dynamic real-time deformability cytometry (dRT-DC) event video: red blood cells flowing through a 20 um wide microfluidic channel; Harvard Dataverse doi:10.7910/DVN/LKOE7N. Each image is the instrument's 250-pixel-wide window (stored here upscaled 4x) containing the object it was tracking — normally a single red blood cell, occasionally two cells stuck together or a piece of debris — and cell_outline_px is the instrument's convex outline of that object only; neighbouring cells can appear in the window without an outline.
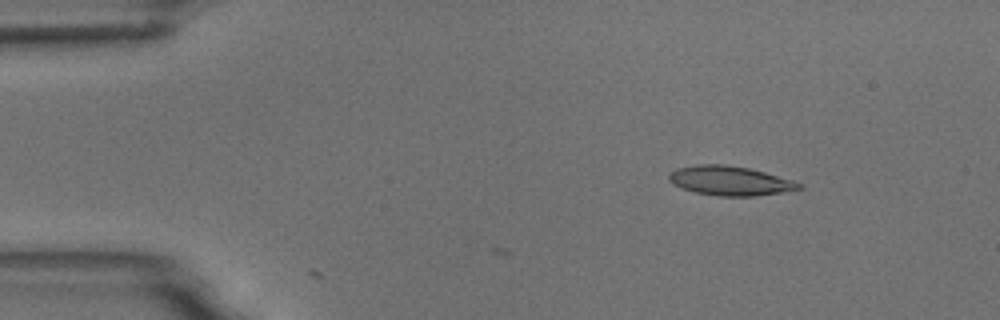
{"species": "common noctule bat (a hibernating species)", "species_latin": "Nyctalus noctula", "temperature_condition": "room temperature", "stored_images_in_passage": 3, "camera_frame_rate_fps": 3000, "um_per_image_px": 0.085, "animal": {"sex": "male", "body_mass_g": 18.8}, "frame": {"image": 1, "passage_image": 1, "time_ms": 0.0, "image_size_px": [1000, 320], "cell_outline_px": [[804, 188], [756, 196], [716, 196], [696, 192], [672, 184], [668, 180], [668, 176], [676, 168], [696, 164], [724, 164], [748, 168], [764, 172], [792, 180], [804, 184]], "centroid_in_image_um": [62.05, 15.36], "position_along_channel_um": 23.0, "area_um2": 22.2}}